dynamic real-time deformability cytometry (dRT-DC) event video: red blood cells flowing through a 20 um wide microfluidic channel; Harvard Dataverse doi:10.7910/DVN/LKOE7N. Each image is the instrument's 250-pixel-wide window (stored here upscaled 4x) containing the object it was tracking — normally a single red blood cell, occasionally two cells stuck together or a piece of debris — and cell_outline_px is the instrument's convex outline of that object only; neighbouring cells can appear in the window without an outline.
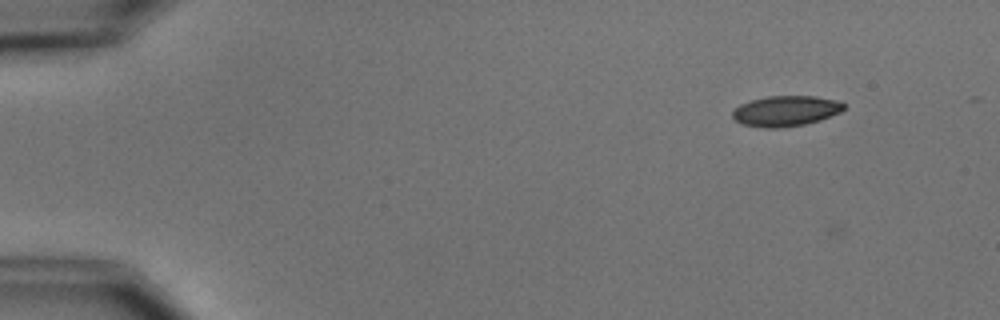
{"species": "common noctule bat (a hibernating species)", "species_latin": "Nyctalus noctula", "temperature_condition": "cold", "stored_images_in_passage": 6, "camera_frame_rate_fps": 3000, "um_per_image_px": 0.085, "animal": {"sex": "male", "body_mass_g": 15.6}, "frame": {"image": 1, "passage_image": 3, "time_ms": 2.333, "image_size_px": [1000, 320], "cell_outline_px": [[844, 108], [840, 112], [820, 120], [804, 124], [780, 128], [764, 128], [744, 124], [736, 120], [732, 116], [732, 112], [740, 104], [752, 100], [768, 96], [816, 96], [836, 100], [844, 104]], "centroid_in_image_um": [66.79, 9.43], "position_along_channel_um": 18.2, "area_um2": 19.59}}
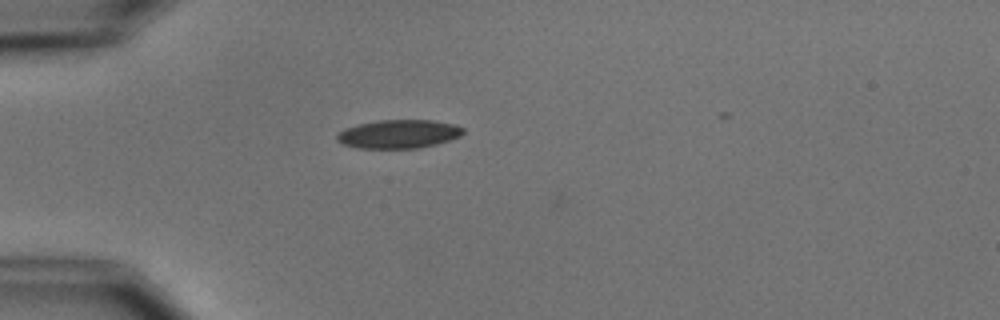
{"frame": {"image": 2, "passage_image": 6, "time_ms": 5.667, "image_size_px": [1000, 320], "cell_outline_px": [[464, 132], [460, 136], [436, 144], [420, 148], [360, 148], [344, 144], [336, 140], [336, 136], [344, 128], [360, 124], [380, 120], [432, 120], [452, 124], [464, 128]], "centroid_in_image_um": [33.89, 11.39], "position_along_channel_um": 51.1, "area_um2": 20.81}}